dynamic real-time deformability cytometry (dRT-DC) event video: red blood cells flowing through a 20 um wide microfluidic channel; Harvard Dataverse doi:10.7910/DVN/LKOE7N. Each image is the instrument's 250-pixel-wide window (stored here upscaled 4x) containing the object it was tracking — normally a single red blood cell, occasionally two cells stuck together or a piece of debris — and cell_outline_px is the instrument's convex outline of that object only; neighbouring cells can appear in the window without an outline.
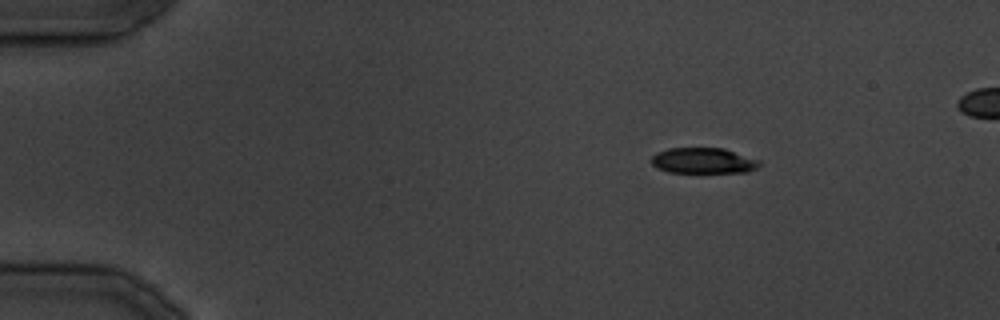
{"species": "common noctule bat (a hibernating species)", "species_latin": "Nyctalus noctula", "temperature_condition": "cold", "stored_images_in_passage": 9, "camera_frame_rate_fps": 3000, "um_per_image_px": 0.085, "animal": {"sex": "male", "body_mass_g": 19.5, "forearm_length_mm": 54.6}, "frame": {"image": 1, "passage_image": 1, "time_ms": 0.0, "image_size_px": [1000, 320], "cell_outline_px": [[760, 164], [756, 168], [748, 172], [668, 172], [656, 168], [652, 164], [652, 156], [656, 152], [668, 148], [724, 148], [760, 160]], "centroid_in_image_um": [59.77, 13.65], "position_along_channel_um": 25.2, "area_um2": 16.18}}